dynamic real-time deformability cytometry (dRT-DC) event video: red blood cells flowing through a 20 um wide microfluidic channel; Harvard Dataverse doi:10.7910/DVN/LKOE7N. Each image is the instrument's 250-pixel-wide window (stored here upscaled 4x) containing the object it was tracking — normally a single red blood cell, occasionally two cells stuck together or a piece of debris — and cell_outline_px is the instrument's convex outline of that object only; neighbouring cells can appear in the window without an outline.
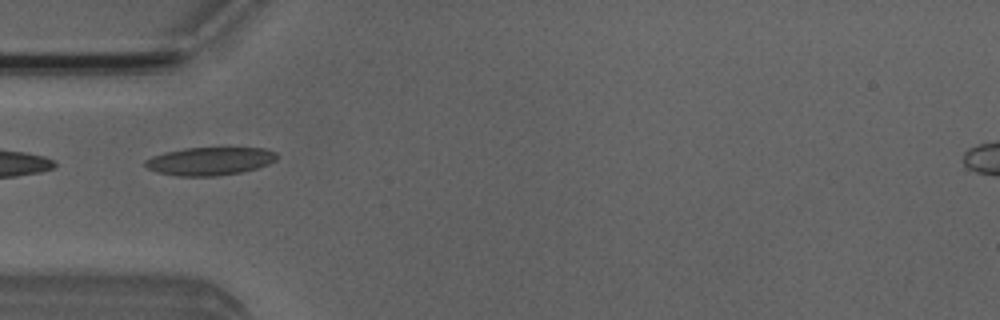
{"species": "Egyptian fruit bat (a non-hibernating species)", "species_latin": "Rousettus aegyptiacus", "temperature_condition": "room temperature", "stored_images_in_passage": 2, "camera_frame_rate_fps": 3000, "um_per_image_px": 0.085, "animal": {"sex": "male"}, "frame": {"image": 1, "passage_image": 2, "time_ms": 1.0, "image_size_px": [1000, 320], "cell_outline_px": [[280, 156], [276, 160], [268, 164], [256, 168], [240, 172], [216, 176], [176, 176], [156, 172], [148, 168], [144, 164], [144, 160], [152, 156], [164, 152], [184, 148], [268, 148], [276, 152]], "centroid_in_image_um": [17.84, 13.69], "position_along_channel_um": 67.2, "area_um2": 21.68}}